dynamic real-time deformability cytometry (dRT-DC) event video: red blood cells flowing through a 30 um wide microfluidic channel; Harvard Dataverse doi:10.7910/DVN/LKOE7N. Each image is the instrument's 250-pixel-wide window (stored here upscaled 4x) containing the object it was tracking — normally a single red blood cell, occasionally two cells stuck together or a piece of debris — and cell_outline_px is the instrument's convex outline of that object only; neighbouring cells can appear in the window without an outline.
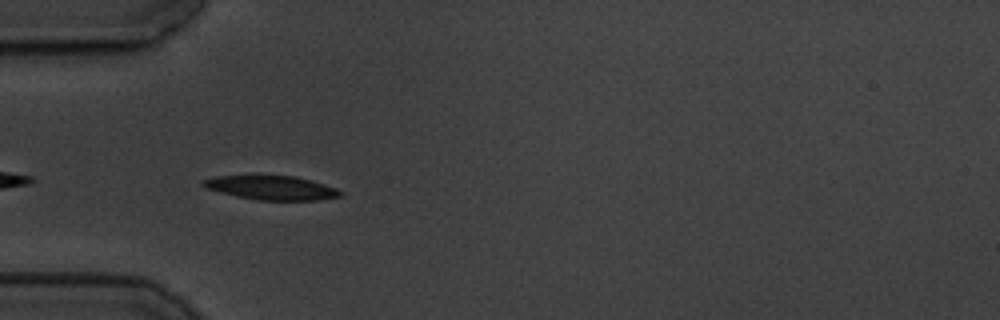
{"species": "common noctule bat (a hibernating species)", "species_latin": "Nyctalus noctula", "temperature_condition": "cold", "stored_images_in_passage": 38, "camera_frame_rate_fps": 3000, "um_per_image_px": 0.085, "animal": {"sex": "male", "body_mass_g": 19.5, "forearm_length_mm": 54.6}, "frame": {"image": 1, "passage_image": 3, "time_ms": 0.667, "image_size_px": [1000, 320], "cell_outline_px": [[344, 196], [320, 200], [256, 200], [236, 196], [220, 192], [208, 188], [200, 184], [200, 180], [216, 176], [252, 172], [296, 176], [324, 184], [336, 188], [344, 192]], "centroid_in_image_um": [23.03, 15.9], "position_along_channel_um": 62.0, "area_um2": 20.4}}
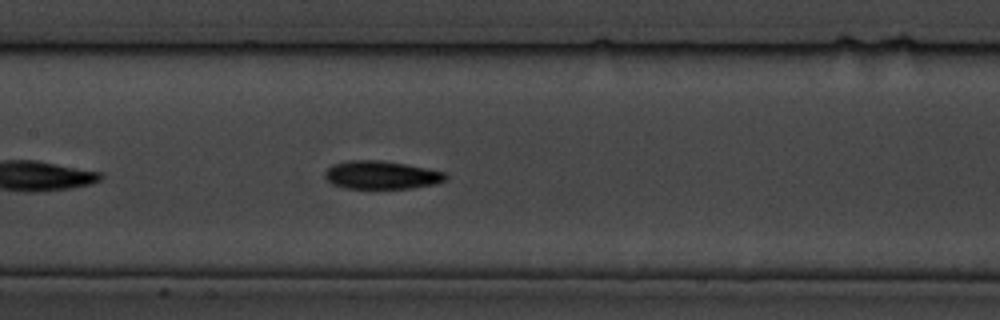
{"frame": {"image": 2, "passage_image": 13, "time_ms": 4.0, "image_size_px": [1000, 320], "cell_outline_px": [[448, 180], [436, 184], [412, 188], [344, 188], [332, 184], [324, 176], [324, 172], [332, 164], [348, 160], [380, 160], [408, 164], [448, 172]], "centroid_in_image_um": [32.47, 14.87], "position_along_channel_um": 174.9, "area_um2": 20.17}}
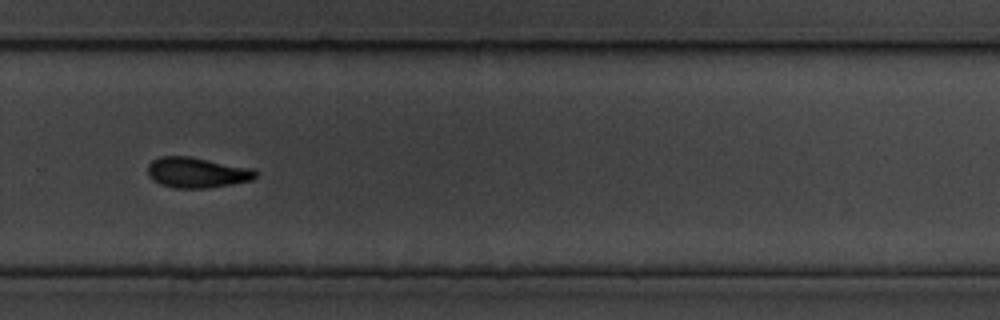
{"frame": {"image": 3, "passage_image": 25, "time_ms": 8.0, "image_size_px": [1000, 320], "cell_outline_px": [[256, 176], [252, 180], [232, 184], [208, 188], [172, 188], [160, 184], [152, 180], [148, 176], [148, 164], [152, 160], [160, 156], [188, 156], [252, 168], [256, 172]], "centroid_in_image_um": [16.7, 14.67], "position_along_channel_um": 313.1, "area_um2": 19.19}, "authors_computed_cell_mechanics": {"area_um2": 19.1896, "velocity_mm_per_s": 3.4738, "shape_relaxation_time_tau1_ms": 4.8308, "shape_relaxation_time_tau2_ms": null, "deformation_change_tau1": 0.1506, "deformation_change_tau2": null}}